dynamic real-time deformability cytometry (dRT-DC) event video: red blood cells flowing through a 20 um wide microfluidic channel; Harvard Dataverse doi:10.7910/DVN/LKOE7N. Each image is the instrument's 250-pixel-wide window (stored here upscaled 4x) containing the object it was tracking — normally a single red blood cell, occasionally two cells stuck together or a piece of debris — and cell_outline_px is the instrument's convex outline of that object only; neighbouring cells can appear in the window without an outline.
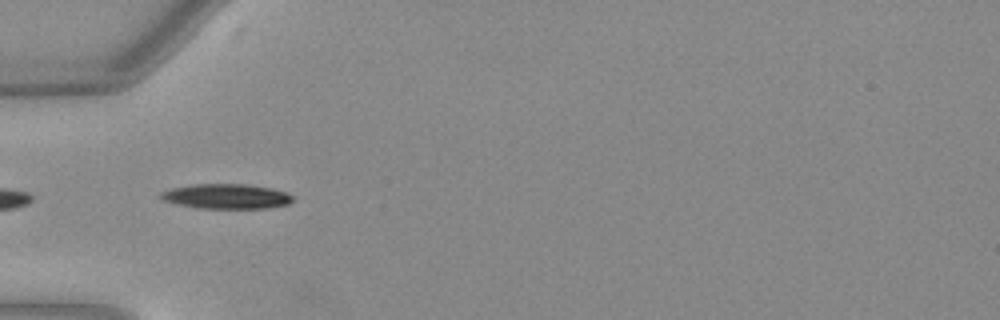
{"species": "Egyptian fruit bat (a non-hibernating species)", "species_latin": "Rousettus aegyptiacus", "temperature_condition": "warm", "stored_images_in_passage": 10, "camera_frame_rate_fps": 3000, "um_per_image_px": 0.085, "animal": {"sex": "female"}, "frame": {"image": 1, "passage_image": 2, "time_ms": 0.333, "image_size_px": [1000, 320], "cell_outline_px": [[296, 200], [288, 204], [268, 208], [196, 208], [176, 204], [160, 200], [160, 192], [172, 188], [192, 184], [244, 184], [272, 188], [288, 192]], "centroid_in_image_um": [19.24, 16.69], "position_along_channel_um": 65.8, "area_um2": 19.36}}